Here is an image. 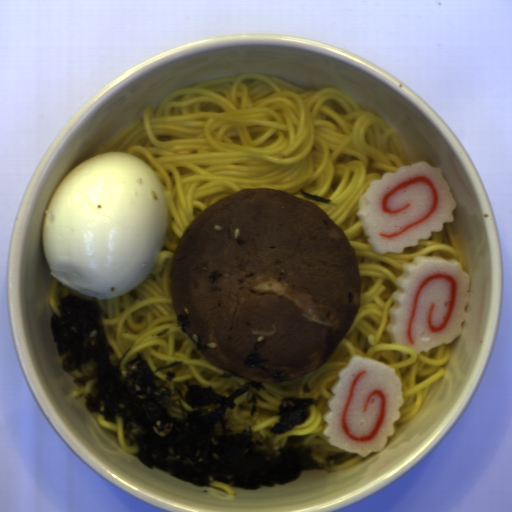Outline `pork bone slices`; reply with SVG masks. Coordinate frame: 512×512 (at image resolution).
<instances>
[{
  "mask_svg": "<svg viewBox=\"0 0 512 512\" xmlns=\"http://www.w3.org/2000/svg\"><path fill=\"white\" fill-rule=\"evenodd\" d=\"M176 316L200 335L211 365L261 384L328 361L361 305L356 251L314 202L248 188L224 196L184 230L171 259ZM269 359L246 368L253 353ZM283 381V382H284Z\"/></svg>",
  "mask_w": 512,
  "mask_h": 512,
  "instance_id": "1",
  "label": "pork bone slices"
}]
</instances>
